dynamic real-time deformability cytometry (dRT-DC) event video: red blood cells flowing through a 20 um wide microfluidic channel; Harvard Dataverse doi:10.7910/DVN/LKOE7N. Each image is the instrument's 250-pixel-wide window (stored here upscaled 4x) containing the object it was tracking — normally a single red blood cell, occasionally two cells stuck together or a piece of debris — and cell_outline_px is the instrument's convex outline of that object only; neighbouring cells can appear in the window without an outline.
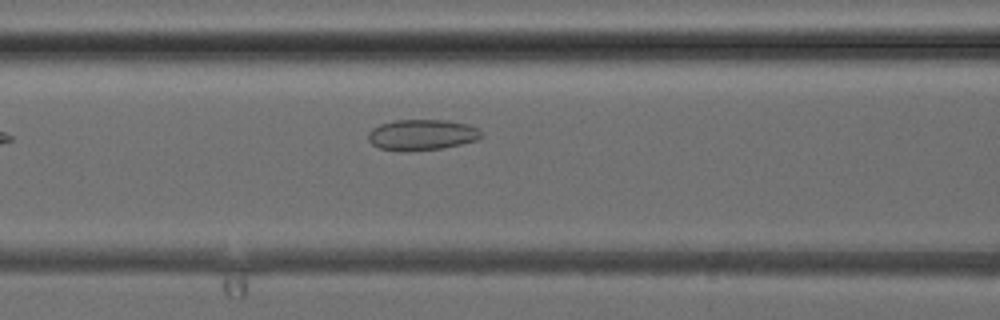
{"species": "common noctule bat (a hibernating species)", "species_latin": "Nyctalus noctula", "temperature_condition": "cold", "stored_images_in_passage": 6, "camera_frame_rate_fps": 3000, "um_per_image_px": 0.085, "animal": {"sex": "female", "body_mass_g": 24.6, "forearm_length_mm": 56.2}, "frame": {"image": 1, "passage_image": 6, "time_ms": 6.667, "image_size_px": [1000, 320], "cell_outline_px": [[484, 136], [476, 140], [460, 144], [440, 148], [404, 152], [400, 152], [380, 148], [372, 144], [368, 140], [368, 132], [372, 128], [380, 124], [396, 120], [444, 120], [468, 124], [476, 128]], "centroid_in_image_um": [35.82, 11.46], "position_along_channel_um": 130.8, "area_um2": 20.29}}